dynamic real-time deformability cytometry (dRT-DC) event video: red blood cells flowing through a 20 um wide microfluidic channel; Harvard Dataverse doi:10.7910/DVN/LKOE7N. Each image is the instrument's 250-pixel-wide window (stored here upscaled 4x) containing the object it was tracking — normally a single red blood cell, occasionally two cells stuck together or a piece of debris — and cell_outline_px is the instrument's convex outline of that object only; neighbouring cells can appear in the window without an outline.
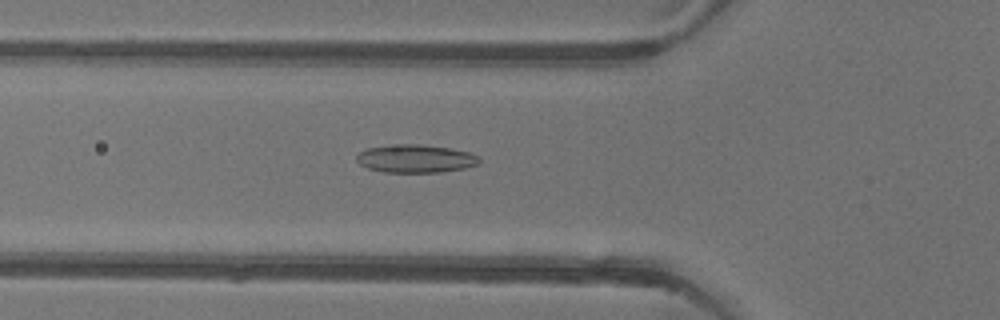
{"species": "common noctule bat (a hibernating species)", "species_latin": "Nyctalus noctula", "temperature_condition": "warm", "stored_images_in_passage": 52, "camera_frame_rate_fps": 3000, "um_per_image_px": 0.085, "animal": {"sex": "female"}, "frame": {"image": 1, "passage_image": 18, "time_ms": 5.667, "image_size_px": [1000, 320], "cell_outline_px": [[480, 160], [476, 164], [464, 168], [440, 172], [384, 172], [368, 168], [360, 164], [356, 160], [356, 156], [364, 148], [400, 144], [416, 144], [448, 148], [468, 152], [480, 156]], "centroid_in_image_um": [35.29, 13.48], "position_along_channel_um": 90.5, "area_um2": 19.88}}
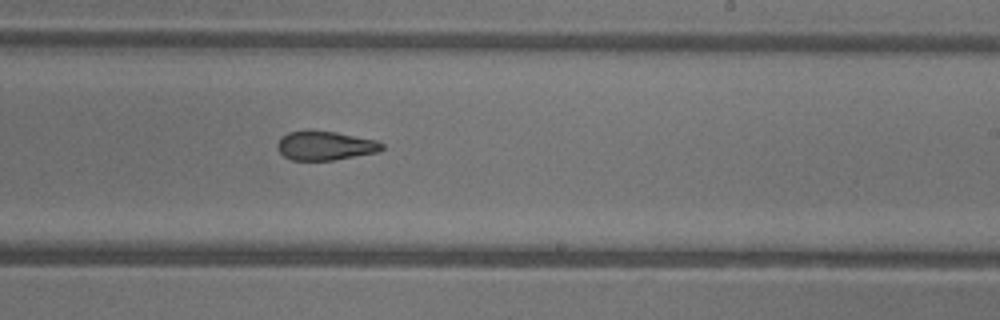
{"frame": {"image": 2, "passage_image": 31, "time_ms": 10.0, "image_size_px": [1000, 320], "cell_outline_px": [[384, 148], [380, 152], [332, 160], [292, 160], [284, 156], [276, 148], [276, 144], [280, 136], [288, 132], [308, 128], [336, 132], [376, 140], [384, 144]], "centroid_in_image_um": [27.6, 12.35], "position_along_channel_um": 261.4, "area_um2": 18.21}}
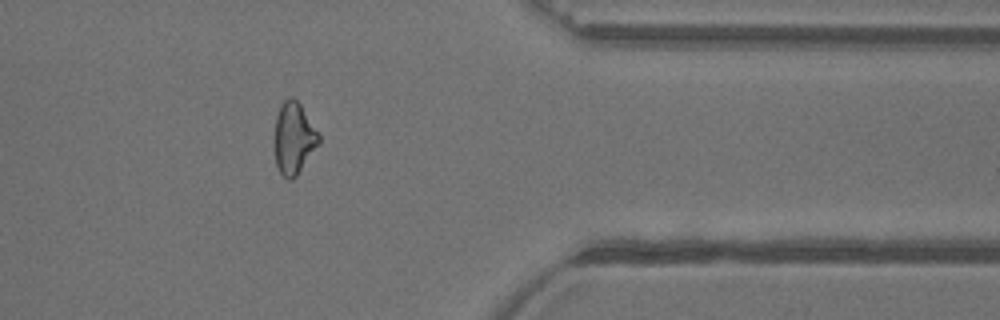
{"frame": {"image": 3, "passage_image": 42, "time_ms": 13.667, "image_size_px": [1000, 320], "cell_outline_px": [[320, 144], [296, 176], [292, 180], [288, 180], [280, 172], [276, 164], [272, 140], [276, 116], [280, 104], [288, 96], [292, 96], [300, 104], [320, 136]], "centroid_in_image_um": [24.93, 11.75], "position_along_channel_um": 386.5, "area_um2": 18.96}, "authors_computed_cell_mechanics": {"area_um2": 19.2763, "velocity_mm_per_s": 3.9295, "shape_relaxation_time_tau1_ms": null, "shape_relaxation_time_tau2_ms": 2.63, "deformation_change_tau1": null, "deformation_change_tau2": 0.106}}